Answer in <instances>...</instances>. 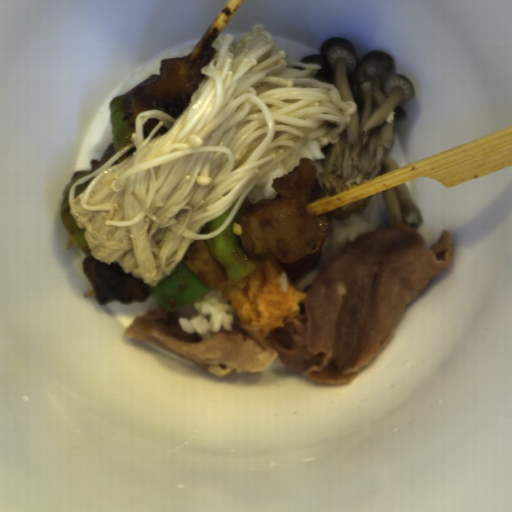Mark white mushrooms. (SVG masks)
<instances>
[{
    "label": "white mushrooms",
    "mask_w": 512,
    "mask_h": 512,
    "mask_svg": "<svg viewBox=\"0 0 512 512\" xmlns=\"http://www.w3.org/2000/svg\"><path fill=\"white\" fill-rule=\"evenodd\" d=\"M298 63L320 64L313 77L334 85L343 102L356 104L340 142L331 143L320 160L319 187L339 193L401 168L385 154L393 145L396 122L408 117L401 106L415 98L416 89L406 75L393 73L392 55L376 49L359 62L353 42L332 37L320 44V54H309Z\"/></svg>",
    "instance_id": "1"
},
{
    "label": "white mushrooms",
    "mask_w": 512,
    "mask_h": 512,
    "mask_svg": "<svg viewBox=\"0 0 512 512\" xmlns=\"http://www.w3.org/2000/svg\"><path fill=\"white\" fill-rule=\"evenodd\" d=\"M381 194L387 222L380 223L376 230L390 227L395 223H403L412 228L420 227L422 213L412 199L407 182L381 191Z\"/></svg>",
    "instance_id": "2"
},
{
    "label": "white mushrooms",
    "mask_w": 512,
    "mask_h": 512,
    "mask_svg": "<svg viewBox=\"0 0 512 512\" xmlns=\"http://www.w3.org/2000/svg\"><path fill=\"white\" fill-rule=\"evenodd\" d=\"M371 202V196L361 198L351 203L329 210V216L333 219L349 218L353 214L364 213Z\"/></svg>",
    "instance_id": "3"
}]
</instances>
